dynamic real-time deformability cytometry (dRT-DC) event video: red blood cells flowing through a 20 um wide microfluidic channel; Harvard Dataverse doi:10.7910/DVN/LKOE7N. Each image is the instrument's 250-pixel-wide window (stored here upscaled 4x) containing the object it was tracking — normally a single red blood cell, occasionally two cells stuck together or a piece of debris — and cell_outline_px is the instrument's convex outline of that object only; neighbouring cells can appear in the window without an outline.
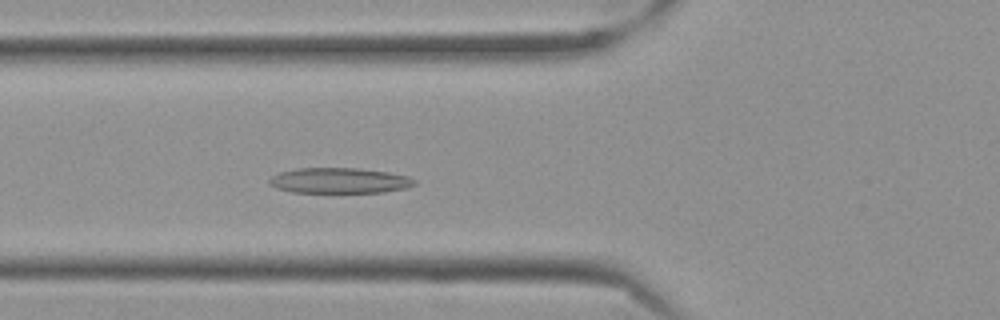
{"species": "Egyptian fruit bat (a non-hibernating species)", "species_latin": "Rousettus aegyptiacus", "temperature_condition": "cold", "stored_images_in_passage": 39, "camera_frame_rate_fps": 3000, "um_per_image_px": 0.085, "frame": {"image": 1, "passage_image": 3, "time_ms": 0.667, "image_size_px": [1000, 320], "cell_outline_px": [[416, 184], [404, 188], [384, 192], [292, 192], [276, 188], [268, 184], [268, 180], [272, 176], [280, 172], [300, 168], [356, 168], [388, 172], [408, 176], [416, 180]], "centroid_in_image_um": [28.83, 15.35], "position_along_channel_um": 97.0, "area_um2": 21.44}}
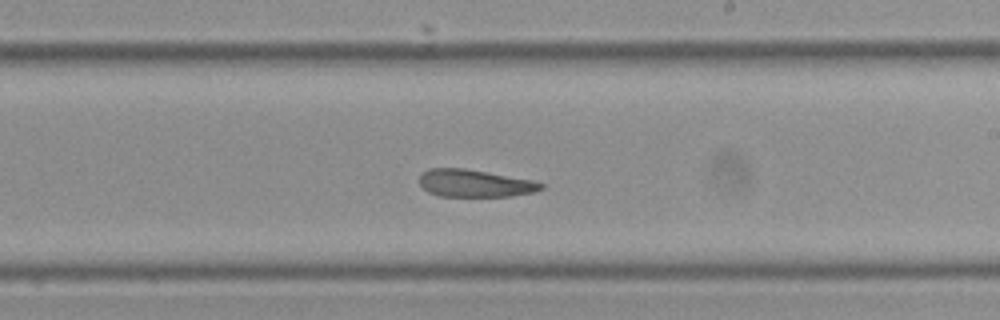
{"frame": {"image": 2, "passage_image": 16, "time_ms": 5.0, "image_size_px": [1000, 320], "cell_outline_px": [[544, 188], [532, 192], [512, 196], [440, 196], [428, 192], [420, 184], [420, 176], [428, 168], [464, 168], [532, 180], [544, 184]], "centroid_in_image_um": [40.35, 15.58], "position_along_channel_um": 248.7, "area_um2": 19.25}}
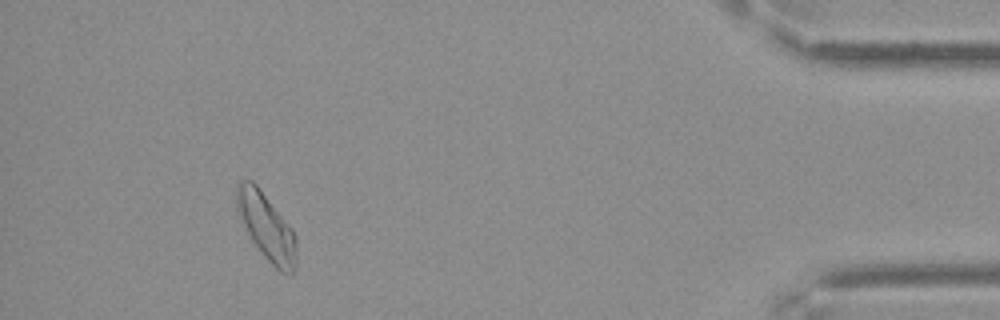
{"frame": {"image": 3, "passage_image": 35, "time_ms": 11.333, "image_size_px": [1000, 320], "cell_outline_px": [[296, 264], [292, 272], [280, 272], [264, 256], [252, 240], [236, 208], [236, 184], [240, 180], [252, 180], [256, 184], [292, 228], [296, 240]], "centroid_in_image_um": [22.64, 19.24], "position_along_channel_um": 412.6, "area_um2": 22.77}}